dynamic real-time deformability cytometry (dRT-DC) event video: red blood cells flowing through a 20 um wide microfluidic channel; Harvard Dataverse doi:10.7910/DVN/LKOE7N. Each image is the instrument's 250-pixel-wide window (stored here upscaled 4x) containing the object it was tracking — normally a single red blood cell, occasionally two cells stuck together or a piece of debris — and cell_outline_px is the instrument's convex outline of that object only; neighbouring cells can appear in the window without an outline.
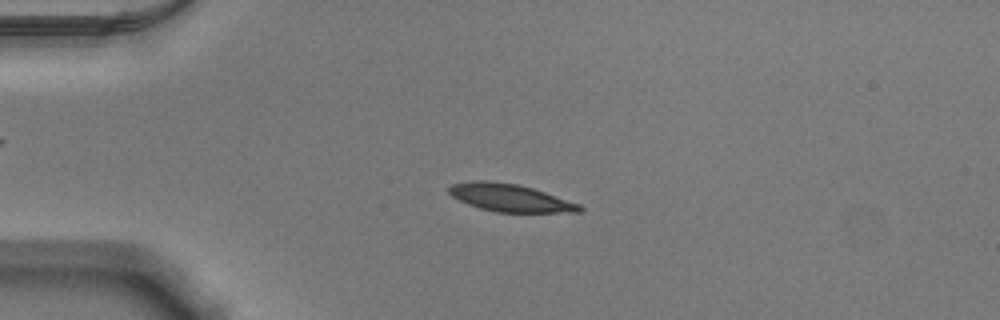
{"species": "Egyptian fruit bat (a non-hibernating species)", "species_latin": "Rousettus aegyptiacus", "temperature_condition": "warm", "stored_images_in_passage": 53, "camera_frame_rate_fps": 3000, "um_per_image_px": 0.085, "animal": {"sex": "male"}, "frame": {"image": 1, "passage_image": 13, "time_ms": 4.0, "image_size_px": [1000, 320], "cell_outline_px": [[584, 208], [580, 212], [496, 212], [480, 208], [468, 204], [452, 196], [448, 192], [448, 188], [452, 184], [476, 180], [488, 180], [516, 184], [532, 188], [580, 204]], "centroid_in_image_um": [43.34, 16.81], "position_along_channel_um": 41.7, "area_um2": 20.81}}
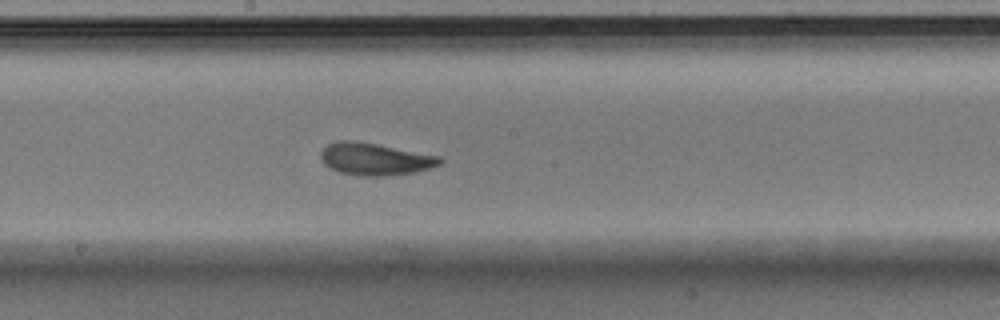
{"frame": {"image": 2, "passage_image": 29, "time_ms": 9.333, "image_size_px": [1000, 320], "cell_outline_px": [[444, 160], [440, 164], [416, 172], [384, 176], [356, 176], [340, 172], [328, 168], [320, 160], [320, 152], [328, 144], [336, 140], [356, 140], [440, 156]], "centroid_in_image_um": [31.83, 13.52], "position_along_channel_um": 216.4, "area_um2": 22.6}}
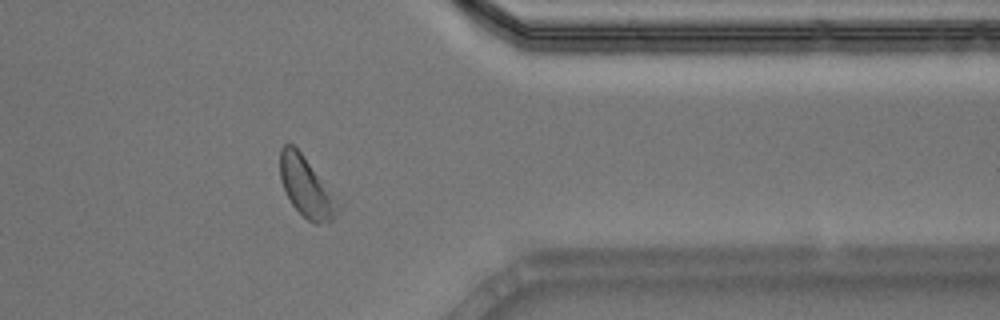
{"frame": {"image": 3, "passage_image": 43, "time_ms": 14.0, "image_size_px": [1000, 320], "cell_outline_px": [[344, 204], [340, 212], [332, 220], [320, 224], [316, 224], [308, 220], [292, 204], [280, 180], [280, 148], [284, 144], [292, 144], [300, 152]], "centroid_in_image_um": [26.11, 15.93], "position_along_channel_um": 385.3, "area_um2": 20.52}, "authors_computed_cell_mechanics": {"area_um2": 21.2126, "velocity_mm_per_s": 3.8376, "shape_relaxation_time_tau1_ms": 3.043, "shape_relaxation_time_tau2_ms": 2.7569, "deformation_change_tau1": 0.128, "deformation_change_tau2": 0.0899}}